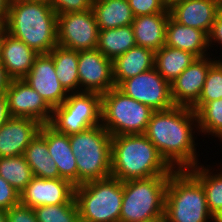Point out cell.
Listing matches in <instances>:
<instances>
[{"label": "cell", "instance_id": "6da1fadb", "mask_svg": "<svg viewBox=\"0 0 222 222\" xmlns=\"http://www.w3.org/2000/svg\"><path fill=\"white\" fill-rule=\"evenodd\" d=\"M196 130L195 111L174 105L167 110L153 111L144 135L174 170H188L200 164L194 137Z\"/></svg>", "mask_w": 222, "mask_h": 222}, {"label": "cell", "instance_id": "7a4b0ae2", "mask_svg": "<svg viewBox=\"0 0 222 222\" xmlns=\"http://www.w3.org/2000/svg\"><path fill=\"white\" fill-rule=\"evenodd\" d=\"M4 30L38 54L58 45L57 13L47 1L10 0Z\"/></svg>", "mask_w": 222, "mask_h": 222}, {"label": "cell", "instance_id": "3957f363", "mask_svg": "<svg viewBox=\"0 0 222 222\" xmlns=\"http://www.w3.org/2000/svg\"><path fill=\"white\" fill-rule=\"evenodd\" d=\"M174 169L144 134L111 139V177L124 182L153 176H170Z\"/></svg>", "mask_w": 222, "mask_h": 222}, {"label": "cell", "instance_id": "277c9868", "mask_svg": "<svg viewBox=\"0 0 222 222\" xmlns=\"http://www.w3.org/2000/svg\"><path fill=\"white\" fill-rule=\"evenodd\" d=\"M164 217L166 222H214L205 190L188 170H174L170 174Z\"/></svg>", "mask_w": 222, "mask_h": 222}, {"label": "cell", "instance_id": "5b68a950", "mask_svg": "<svg viewBox=\"0 0 222 222\" xmlns=\"http://www.w3.org/2000/svg\"><path fill=\"white\" fill-rule=\"evenodd\" d=\"M111 139L102 124L69 135L78 169V185L111 177Z\"/></svg>", "mask_w": 222, "mask_h": 222}, {"label": "cell", "instance_id": "8992f818", "mask_svg": "<svg viewBox=\"0 0 222 222\" xmlns=\"http://www.w3.org/2000/svg\"><path fill=\"white\" fill-rule=\"evenodd\" d=\"M169 176H153L123 182L119 222H145L164 216Z\"/></svg>", "mask_w": 222, "mask_h": 222}, {"label": "cell", "instance_id": "52a82bcc", "mask_svg": "<svg viewBox=\"0 0 222 222\" xmlns=\"http://www.w3.org/2000/svg\"><path fill=\"white\" fill-rule=\"evenodd\" d=\"M74 197L80 222H119L123 200V182L109 177L78 185Z\"/></svg>", "mask_w": 222, "mask_h": 222}, {"label": "cell", "instance_id": "ba28073f", "mask_svg": "<svg viewBox=\"0 0 222 222\" xmlns=\"http://www.w3.org/2000/svg\"><path fill=\"white\" fill-rule=\"evenodd\" d=\"M153 111L117 87L101 95V124L111 136L144 134Z\"/></svg>", "mask_w": 222, "mask_h": 222}, {"label": "cell", "instance_id": "9c48e42d", "mask_svg": "<svg viewBox=\"0 0 222 222\" xmlns=\"http://www.w3.org/2000/svg\"><path fill=\"white\" fill-rule=\"evenodd\" d=\"M101 124V95L93 92L69 93L53 108L49 123L57 132L72 135Z\"/></svg>", "mask_w": 222, "mask_h": 222}, {"label": "cell", "instance_id": "30bf717a", "mask_svg": "<svg viewBox=\"0 0 222 222\" xmlns=\"http://www.w3.org/2000/svg\"><path fill=\"white\" fill-rule=\"evenodd\" d=\"M58 45L75 51L94 50L99 28L92 9L57 15Z\"/></svg>", "mask_w": 222, "mask_h": 222}, {"label": "cell", "instance_id": "8fae6325", "mask_svg": "<svg viewBox=\"0 0 222 222\" xmlns=\"http://www.w3.org/2000/svg\"><path fill=\"white\" fill-rule=\"evenodd\" d=\"M117 88L154 111L174 106L170 83L155 68L122 81Z\"/></svg>", "mask_w": 222, "mask_h": 222}, {"label": "cell", "instance_id": "7c38bea8", "mask_svg": "<svg viewBox=\"0 0 222 222\" xmlns=\"http://www.w3.org/2000/svg\"><path fill=\"white\" fill-rule=\"evenodd\" d=\"M79 92L100 95L115 87L113 60L105 57L98 49L78 51Z\"/></svg>", "mask_w": 222, "mask_h": 222}, {"label": "cell", "instance_id": "4fadbf2b", "mask_svg": "<svg viewBox=\"0 0 222 222\" xmlns=\"http://www.w3.org/2000/svg\"><path fill=\"white\" fill-rule=\"evenodd\" d=\"M11 117L35 119L41 124H49L53 109L23 79H12L5 93Z\"/></svg>", "mask_w": 222, "mask_h": 222}, {"label": "cell", "instance_id": "5bb4252c", "mask_svg": "<svg viewBox=\"0 0 222 222\" xmlns=\"http://www.w3.org/2000/svg\"><path fill=\"white\" fill-rule=\"evenodd\" d=\"M211 55L196 58L170 83L171 98L176 106L192 107L200 98L210 66L216 61Z\"/></svg>", "mask_w": 222, "mask_h": 222}, {"label": "cell", "instance_id": "9a60e30c", "mask_svg": "<svg viewBox=\"0 0 222 222\" xmlns=\"http://www.w3.org/2000/svg\"><path fill=\"white\" fill-rule=\"evenodd\" d=\"M23 80L36 90L53 109L68 97L55 72L53 58L49 54H39Z\"/></svg>", "mask_w": 222, "mask_h": 222}, {"label": "cell", "instance_id": "2e32d148", "mask_svg": "<svg viewBox=\"0 0 222 222\" xmlns=\"http://www.w3.org/2000/svg\"><path fill=\"white\" fill-rule=\"evenodd\" d=\"M75 186L69 181L33 177L20 193V203L31 208L66 204L74 197Z\"/></svg>", "mask_w": 222, "mask_h": 222}, {"label": "cell", "instance_id": "e0dca14e", "mask_svg": "<svg viewBox=\"0 0 222 222\" xmlns=\"http://www.w3.org/2000/svg\"><path fill=\"white\" fill-rule=\"evenodd\" d=\"M41 125L35 119L11 117L0 127V157L23 155Z\"/></svg>", "mask_w": 222, "mask_h": 222}, {"label": "cell", "instance_id": "ac0fdd59", "mask_svg": "<svg viewBox=\"0 0 222 222\" xmlns=\"http://www.w3.org/2000/svg\"><path fill=\"white\" fill-rule=\"evenodd\" d=\"M39 54L25 42L2 31L0 36V62L12 79H23Z\"/></svg>", "mask_w": 222, "mask_h": 222}, {"label": "cell", "instance_id": "d6986e66", "mask_svg": "<svg viewBox=\"0 0 222 222\" xmlns=\"http://www.w3.org/2000/svg\"><path fill=\"white\" fill-rule=\"evenodd\" d=\"M39 132L47 141L49 155L55 161L61 178L75 187L78 186V169L70 147L69 136L57 132L49 124H42Z\"/></svg>", "mask_w": 222, "mask_h": 222}, {"label": "cell", "instance_id": "ffe728a7", "mask_svg": "<svg viewBox=\"0 0 222 222\" xmlns=\"http://www.w3.org/2000/svg\"><path fill=\"white\" fill-rule=\"evenodd\" d=\"M169 9L170 16L178 23L200 29L209 35L216 15L220 11L209 0H182Z\"/></svg>", "mask_w": 222, "mask_h": 222}, {"label": "cell", "instance_id": "44dd1931", "mask_svg": "<svg viewBox=\"0 0 222 222\" xmlns=\"http://www.w3.org/2000/svg\"><path fill=\"white\" fill-rule=\"evenodd\" d=\"M165 45L191 52L197 58L208 56V35L197 28L175 21L171 16L166 24ZM208 52V53H207Z\"/></svg>", "mask_w": 222, "mask_h": 222}, {"label": "cell", "instance_id": "7402d4cb", "mask_svg": "<svg viewBox=\"0 0 222 222\" xmlns=\"http://www.w3.org/2000/svg\"><path fill=\"white\" fill-rule=\"evenodd\" d=\"M170 13H156L134 17L131 24L137 46L154 52L165 45L166 24Z\"/></svg>", "mask_w": 222, "mask_h": 222}, {"label": "cell", "instance_id": "603a6c76", "mask_svg": "<svg viewBox=\"0 0 222 222\" xmlns=\"http://www.w3.org/2000/svg\"><path fill=\"white\" fill-rule=\"evenodd\" d=\"M155 52L134 46L113 60V79L117 87L122 81L154 68Z\"/></svg>", "mask_w": 222, "mask_h": 222}, {"label": "cell", "instance_id": "cb8c5ba5", "mask_svg": "<svg viewBox=\"0 0 222 222\" xmlns=\"http://www.w3.org/2000/svg\"><path fill=\"white\" fill-rule=\"evenodd\" d=\"M92 10L99 30L129 26L134 20L127 0H93Z\"/></svg>", "mask_w": 222, "mask_h": 222}, {"label": "cell", "instance_id": "d4e9b609", "mask_svg": "<svg viewBox=\"0 0 222 222\" xmlns=\"http://www.w3.org/2000/svg\"><path fill=\"white\" fill-rule=\"evenodd\" d=\"M23 156L29 164L34 177L42 179L61 178L55 161L49 155L47 141L40 132L26 147Z\"/></svg>", "mask_w": 222, "mask_h": 222}, {"label": "cell", "instance_id": "484cf974", "mask_svg": "<svg viewBox=\"0 0 222 222\" xmlns=\"http://www.w3.org/2000/svg\"><path fill=\"white\" fill-rule=\"evenodd\" d=\"M196 58L191 52L164 45L155 52L154 68L165 80L171 83Z\"/></svg>", "mask_w": 222, "mask_h": 222}, {"label": "cell", "instance_id": "4316f807", "mask_svg": "<svg viewBox=\"0 0 222 222\" xmlns=\"http://www.w3.org/2000/svg\"><path fill=\"white\" fill-rule=\"evenodd\" d=\"M48 54L53 58L56 75L65 90L79 92L78 51L57 45Z\"/></svg>", "mask_w": 222, "mask_h": 222}, {"label": "cell", "instance_id": "83f0119b", "mask_svg": "<svg viewBox=\"0 0 222 222\" xmlns=\"http://www.w3.org/2000/svg\"><path fill=\"white\" fill-rule=\"evenodd\" d=\"M134 46H136V42L131 25L99 30L96 49L111 60Z\"/></svg>", "mask_w": 222, "mask_h": 222}, {"label": "cell", "instance_id": "f1b7e54d", "mask_svg": "<svg viewBox=\"0 0 222 222\" xmlns=\"http://www.w3.org/2000/svg\"><path fill=\"white\" fill-rule=\"evenodd\" d=\"M204 168V164H198L188 171L202 184L205 193L207 206L213 217L222 209V170L218 173ZM213 173V174H212Z\"/></svg>", "mask_w": 222, "mask_h": 222}, {"label": "cell", "instance_id": "f546056e", "mask_svg": "<svg viewBox=\"0 0 222 222\" xmlns=\"http://www.w3.org/2000/svg\"><path fill=\"white\" fill-rule=\"evenodd\" d=\"M0 176L19 193L34 177L23 155L0 157Z\"/></svg>", "mask_w": 222, "mask_h": 222}, {"label": "cell", "instance_id": "4dcf8cb0", "mask_svg": "<svg viewBox=\"0 0 222 222\" xmlns=\"http://www.w3.org/2000/svg\"><path fill=\"white\" fill-rule=\"evenodd\" d=\"M195 113L198 133L211 134L222 141V98L205 103Z\"/></svg>", "mask_w": 222, "mask_h": 222}, {"label": "cell", "instance_id": "1f68e13d", "mask_svg": "<svg viewBox=\"0 0 222 222\" xmlns=\"http://www.w3.org/2000/svg\"><path fill=\"white\" fill-rule=\"evenodd\" d=\"M33 209L37 222H80L75 197L66 204L42 205Z\"/></svg>", "mask_w": 222, "mask_h": 222}, {"label": "cell", "instance_id": "d6a6232c", "mask_svg": "<svg viewBox=\"0 0 222 222\" xmlns=\"http://www.w3.org/2000/svg\"><path fill=\"white\" fill-rule=\"evenodd\" d=\"M222 98V59L210 66L199 100L191 107L195 112L205 103Z\"/></svg>", "mask_w": 222, "mask_h": 222}, {"label": "cell", "instance_id": "836d02e7", "mask_svg": "<svg viewBox=\"0 0 222 222\" xmlns=\"http://www.w3.org/2000/svg\"><path fill=\"white\" fill-rule=\"evenodd\" d=\"M134 17L156 13H170L162 0H127Z\"/></svg>", "mask_w": 222, "mask_h": 222}, {"label": "cell", "instance_id": "e575fe53", "mask_svg": "<svg viewBox=\"0 0 222 222\" xmlns=\"http://www.w3.org/2000/svg\"><path fill=\"white\" fill-rule=\"evenodd\" d=\"M54 11L59 14L83 12L92 9L93 0H47Z\"/></svg>", "mask_w": 222, "mask_h": 222}, {"label": "cell", "instance_id": "d590c367", "mask_svg": "<svg viewBox=\"0 0 222 222\" xmlns=\"http://www.w3.org/2000/svg\"><path fill=\"white\" fill-rule=\"evenodd\" d=\"M20 203V193L0 176V209L8 210Z\"/></svg>", "mask_w": 222, "mask_h": 222}, {"label": "cell", "instance_id": "8d00e7d4", "mask_svg": "<svg viewBox=\"0 0 222 222\" xmlns=\"http://www.w3.org/2000/svg\"><path fill=\"white\" fill-rule=\"evenodd\" d=\"M7 222H37L33 208L21 203L7 210Z\"/></svg>", "mask_w": 222, "mask_h": 222}, {"label": "cell", "instance_id": "74e56055", "mask_svg": "<svg viewBox=\"0 0 222 222\" xmlns=\"http://www.w3.org/2000/svg\"><path fill=\"white\" fill-rule=\"evenodd\" d=\"M214 43L222 46V10L216 15L211 31L208 35V45L212 48Z\"/></svg>", "mask_w": 222, "mask_h": 222}, {"label": "cell", "instance_id": "f35d334b", "mask_svg": "<svg viewBox=\"0 0 222 222\" xmlns=\"http://www.w3.org/2000/svg\"><path fill=\"white\" fill-rule=\"evenodd\" d=\"M11 115L9 113L8 101L5 94L0 95V127L3 126Z\"/></svg>", "mask_w": 222, "mask_h": 222}, {"label": "cell", "instance_id": "ab89813d", "mask_svg": "<svg viewBox=\"0 0 222 222\" xmlns=\"http://www.w3.org/2000/svg\"><path fill=\"white\" fill-rule=\"evenodd\" d=\"M12 78L8 75L5 67L0 62V95L5 94Z\"/></svg>", "mask_w": 222, "mask_h": 222}, {"label": "cell", "instance_id": "60d3db41", "mask_svg": "<svg viewBox=\"0 0 222 222\" xmlns=\"http://www.w3.org/2000/svg\"><path fill=\"white\" fill-rule=\"evenodd\" d=\"M10 0H0V21L4 24L8 16Z\"/></svg>", "mask_w": 222, "mask_h": 222}, {"label": "cell", "instance_id": "b9f144b4", "mask_svg": "<svg viewBox=\"0 0 222 222\" xmlns=\"http://www.w3.org/2000/svg\"><path fill=\"white\" fill-rule=\"evenodd\" d=\"M0 222H7V210L0 209Z\"/></svg>", "mask_w": 222, "mask_h": 222}, {"label": "cell", "instance_id": "7bdbcfd3", "mask_svg": "<svg viewBox=\"0 0 222 222\" xmlns=\"http://www.w3.org/2000/svg\"><path fill=\"white\" fill-rule=\"evenodd\" d=\"M162 1L167 6V8H170L174 3L182 0H162Z\"/></svg>", "mask_w": 222, "mask_h": 222}, {"label": "cell", "instance_id": "ee69618b", "mask_svg": "<svg viewBox=\"0 0 222 222\" xmlns=\"http://www.w3.org/2000/svg\"><path fill=\"white\" fill-rule=\"evenodd\" d=\"M213 3L218 9L222 10V0H209Z\"/></svg>", "mask_w": 222, "mask_h": 222}, {"label": "cell", "instance_id": "f6af8a7d", "mask_svg": "<svg viewBox=\"0 0 222 222\" xmlns=\"http://www.w3.org/2000/svg\"><path fill=\"white\" fill-rule=\"evenodd\" d=\"M214 222H222V209L214 216Z\"/></svg>", "mask_w": 222, "mask_h": 222}, {"label": "cell", "instance_id": "bcb514c9", "mask_svg": "<svg viewBox=\"0 0 222 222\" xmlns=\"http://www.w3.org/2000/svg\"><path fill=\"white\" fill-rule=\"evenodd\" d=\"M145 222H166L165 217H161V218H156V219H152L149 221H145Z\"/></svg>", "mask_w": 222, "mask_h": 222}, {"label": "cell", "instance_id": "7dc6e473", "mask_svg": "<svg viewBox=\"0 0 222 222\" xmlns=\"http://www.w3.org/2000/svg\"><path fill=\"white\" fill-rule=\"evenodd\" d=\"M3 30H4V24L0 21V36Z\"/></svg>", "mask_w": 222, "mask_h": 222}]
</instances>
